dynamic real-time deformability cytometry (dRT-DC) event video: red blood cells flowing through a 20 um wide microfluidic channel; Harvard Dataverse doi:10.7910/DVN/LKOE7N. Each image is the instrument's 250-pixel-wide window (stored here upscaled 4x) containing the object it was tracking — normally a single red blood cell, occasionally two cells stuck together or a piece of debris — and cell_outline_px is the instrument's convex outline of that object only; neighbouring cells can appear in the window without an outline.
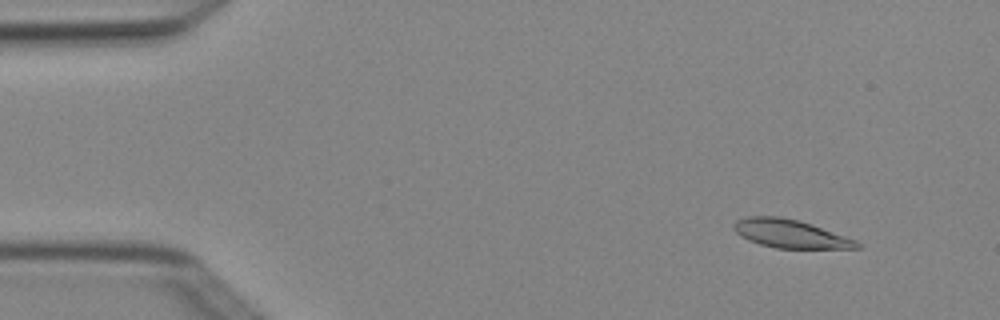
{"species": "Egyptian fruit bat (a non-hibernating species)", "species_latin": "Rousettus aegyptiacus", "temperature_condition": "cold", "stored_images_in_passage": 6, "camera_frame_rate_fps": 3000, "um_per_image_px": 0.085, "animal": {"sex": "female"}, "frame": {"image": 1, "passage_image": 2, "time_ms": 0.333, "image_size_px": [1000, 320], "cell_outline_px": [[860, 248], [776, 248], [760, 244], [748, 240], [736, 232], [732, 228], [736, 220], [748, 216], [780, 216], [800, 220], [812, 224], [856, 240], [860, 244]], "centroid_in_image_um": [67.15, 19.85], "position_along_channel_um": 17.8, "area_um2": 20.23}}
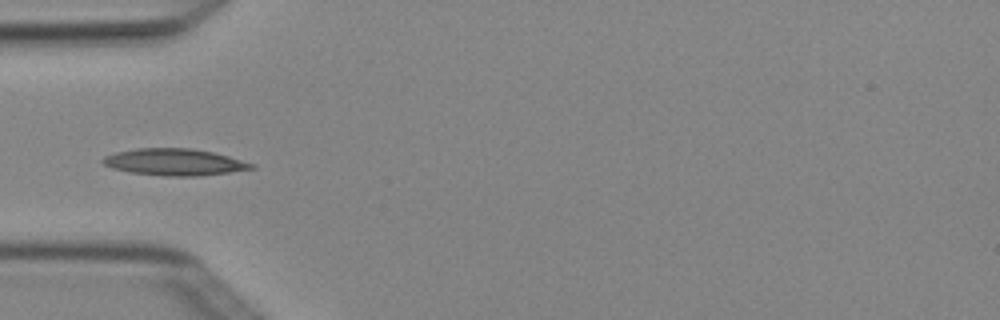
{"frame": {"image": 2, "passage_image": 5, "time_ms": 1.333, "image_size_px": [1000, 320], "cell_outline_px": [[256, 168], [200, 176], [164, 176], [128, 172], [112, 168], [104, 164], [100, 160], [104, 156], [116, 152], [136, 148], [192, 148], [212, 152], [228, 156], [256, 164]], "centroid_in_image_um": [14.81, 13.78], "position_along_channel_um": 70.2, "area_um2": 23.24}}
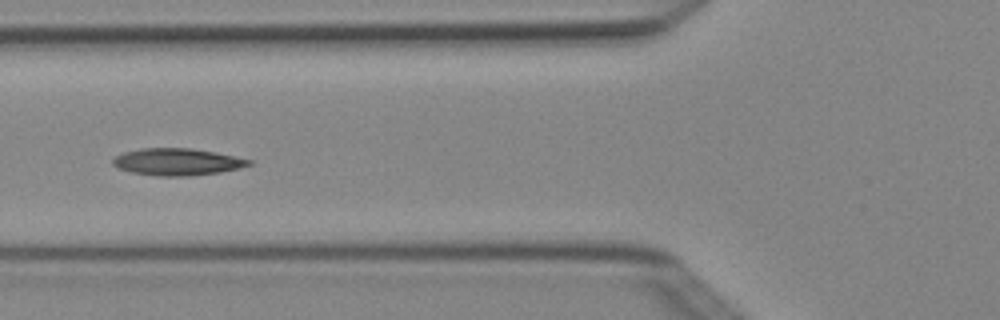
{"frame": {"image": 3, "passage_image": 6, "time_ms": 1.667, "image_size_px": [1000, 320], "cell_outline_px": [[252, 164], [240, 168], [220, 172], [188, 176], [160, 176], [132, 172], [116, 168], [112, 164], [112, 160], [116, 156], [124, 152], [140, 148], [192, 148], [216, 152], [252, 160]], "centroid_in_image_um": [15.06, 13.75], "position_along_channel_um": 110.7, "area_um2": 21.44}}